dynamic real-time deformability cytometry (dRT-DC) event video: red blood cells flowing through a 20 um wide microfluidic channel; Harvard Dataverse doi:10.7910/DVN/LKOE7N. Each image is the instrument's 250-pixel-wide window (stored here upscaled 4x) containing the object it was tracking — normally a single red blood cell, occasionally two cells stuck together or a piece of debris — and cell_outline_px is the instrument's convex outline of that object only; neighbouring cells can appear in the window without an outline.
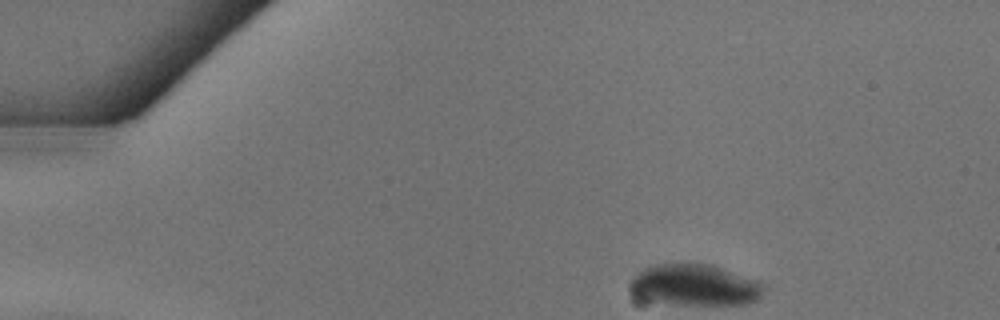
{"species": "common noctule bat (a hibernating species)", "species_latin": "Nyctalus noctula", "temperature_condition": "warm", "stored_images_in_passage": 1, "camera_frame_rate_fps": 3000, "um_per_image_px": 0.085, "animal": {"sex": "female"}, "frame": {"image": 1, "passage_image": 1, "time_ms": 0.0, "image_size_px": [1000, 320], "cell_outline_px": [[764, 288], [760, 296], [756, 300], [748, 304], [636, 304], [632, 300], [628, 288], [628, 284], [644, 268], [656, 264], [688, 260], [712, 264], [764, 284]], "centroid_in_image_um": [58.85, 24.24], "position_along_channel_um": 26.1, "area_um2": 33.81}}